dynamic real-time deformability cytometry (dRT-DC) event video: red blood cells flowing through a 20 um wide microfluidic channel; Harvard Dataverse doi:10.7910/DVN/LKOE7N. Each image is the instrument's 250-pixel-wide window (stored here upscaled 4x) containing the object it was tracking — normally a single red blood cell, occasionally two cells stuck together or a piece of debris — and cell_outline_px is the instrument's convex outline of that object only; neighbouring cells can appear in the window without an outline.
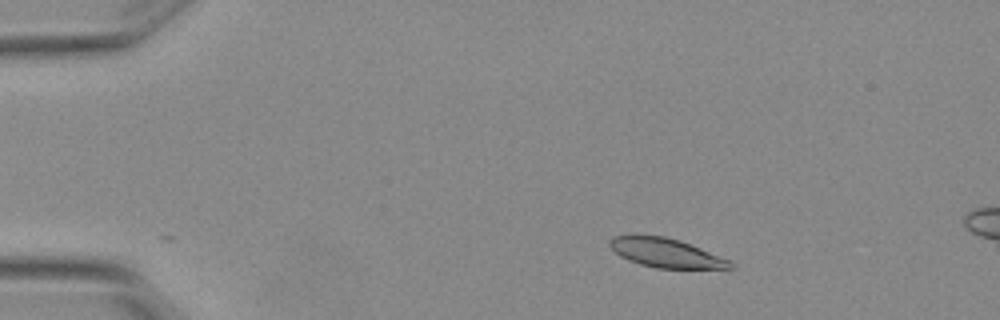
{"species": "Egyptian fruit bat (a non-hibernating species)", "species_latin": "Rousettus aegyptiacus", "temperature_condition": "warm", "stored_images_in_passage": 3, "camera_frame_rate_fps": 3000, "um_per_image_px": 0.085, "animal": {"sex": "female"}, "frame": {"image": 1, "passage_image": 1, "time_ms": 0.0, "image_size_px": [1000, 320], "cell_outline_px": [[736, 268], [656, 268], [640, 264], [628, 260], [620, 256], [608, 244], [608, 240], [612, 236], [664, 236], [680, 240], [732, 260]], "centroid_in_image_um": [56.65, 21.5], "position_along_channel_um": 28.4, "area_um2": 20.35}}